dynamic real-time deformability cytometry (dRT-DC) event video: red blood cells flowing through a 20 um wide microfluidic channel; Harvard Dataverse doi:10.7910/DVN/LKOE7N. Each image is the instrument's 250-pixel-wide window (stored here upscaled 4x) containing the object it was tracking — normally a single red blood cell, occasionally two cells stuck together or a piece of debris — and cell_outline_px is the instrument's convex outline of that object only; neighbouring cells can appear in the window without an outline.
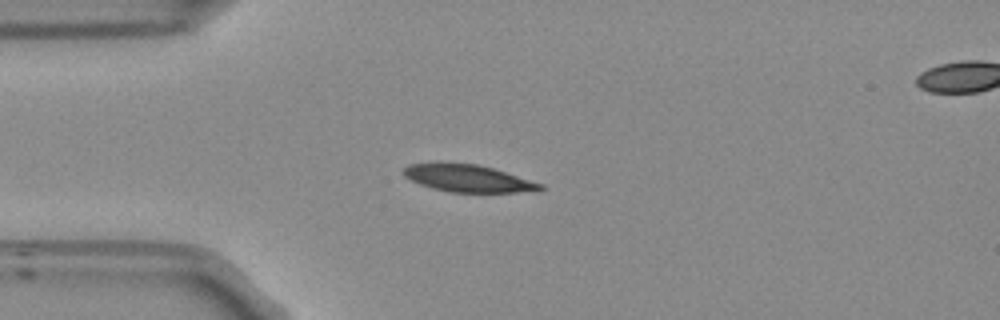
{"species": "Egyptian fruit bat (a non-hibernating species)", "species_latin": "Rousettus aegyptiacus", "temperature_condition": "room temperature", "stored_images_in_passage": 35, "camera_frame_rate_fps": 3000, "um_per_image_px": 0.085, "frame": {"image": 1, "passage_image": 1, "time_ms": 0.0, "image_size_px": [1000, 320], "cell_outline_px": [[544, 188], [536, 192], [448, 192], [432, 188], [420, 184], [404, 176], [404, 168], [408, 164], [428, 160], [444, 160], [476, 164], [492, 168], [544, 184]], "centroid_in_image_um": [39.72, 15.11], "position_along_channel_um": 45.3, "area_um2": 22.48}}
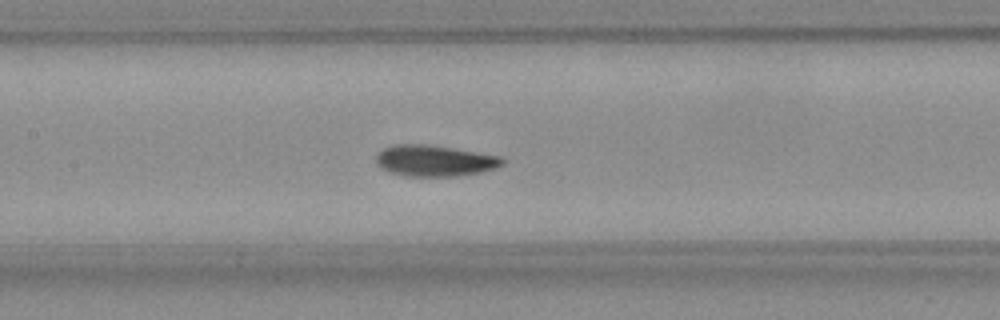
{"frame": {"image": 2, "passage_image": 12, "time_ms": 3.667, "image_size_px": [1000, 320], "cell_outline_px": [[508, 160], [504, 164], [496, 168], [480, 172], [456, 176], [408, 176], [392, 172], [380, 168], [376, 164], [376, 156], [384, 148], [392, 144], [424, 144], [452, 148], [504, 156]], "centroid_in_image_um": [36.99, 13.65], "position_along_channel_um": 170.4, "area_um2": 23.06}}
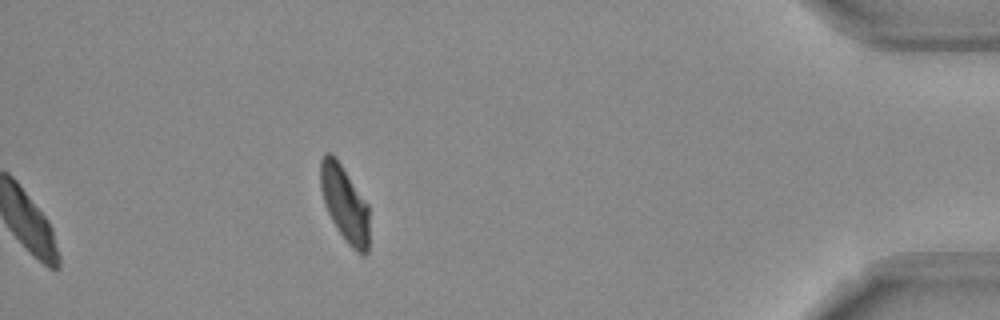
{"frame": {"image": 3, "passage_image": 35, "time_ms": 11.333, "image_size_px": [1000, 320], "cell_outline_px": [[368, 252], [364, 256], [356, 252], [344, 240], [336, 228], [324, 204], [320, 188], [320, 160], [324, 152], [332, 152], [336, 156], [368, 204]], "centroid_in_image_um": [29.28, 17.28], "position_along_channel_um": 405.9, "area_um2": 21.91}, "authors_computed_cell_mechanics": {"area_um2": 22.7732, "velocity_mm_per_s": 3.7904, "shape_relaxation_time_tau1_ms": 3.1839, "shape_relaxation_time_tau2_ms": 1.5647, "deformation_change_tau1": 0.1111, "deformation_change_tau2": 0.0421}}